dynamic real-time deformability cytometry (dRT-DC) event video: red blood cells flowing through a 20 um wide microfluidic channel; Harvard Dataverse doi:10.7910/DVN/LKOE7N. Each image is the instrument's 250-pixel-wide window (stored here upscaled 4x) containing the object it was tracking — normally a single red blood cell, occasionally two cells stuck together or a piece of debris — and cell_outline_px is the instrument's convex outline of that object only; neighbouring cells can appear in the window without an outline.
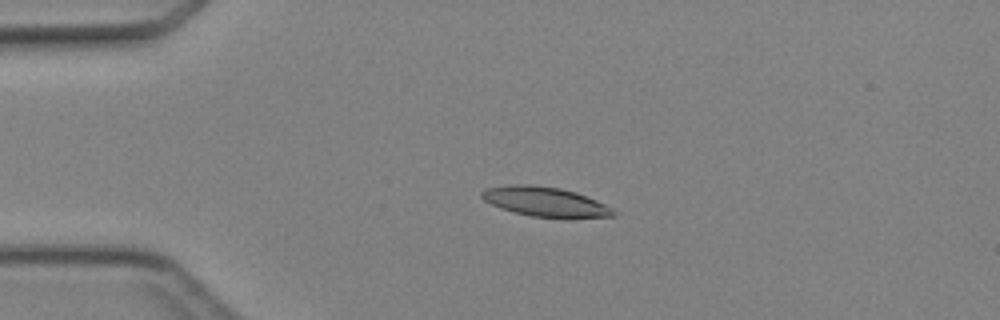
{"species": "Egyptian fruit bat (a non-hibernating species)", "species_latin": "Rousettus aegyptiacus", "temperature_condition": "cold", "stored_images_in_passage": 36, "camera_frame_rate_fps": 3000, "um_per_image_px": 0.085, "animal": {"sex": "female"}, "frame": {"image": 1, "passage_image": 1, "time_ms": 0.0, "image_size_px": [1000, 320], "cell_outline_px": [[616, 216], [532, 216], [500, 208], [484, 200], [480, 196], [480, 192], [484, 188], [508, 184], [532, 184], [560, 188], [576, 192], [596, 200], [612, 208], [616, 212]], "centroid_in_image_um": [46.25, 17.1], "position_along_channel_um": 38.7, "area_um2": 22.2}}
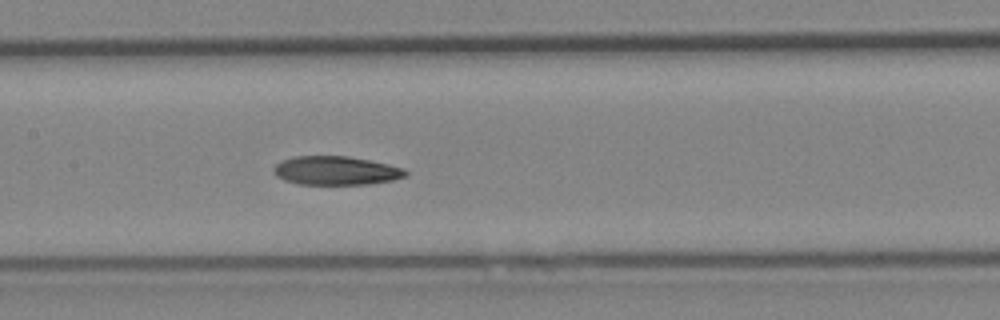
{"frame": {"image": 2, "passage_image": 13, "time_ms": 4.0, "image_size_px": [1000, 320], "cell_outline_px": [[408, 176], [392, 180], [368, 184], [296, 184], [284, 180], [276, 176], [272, 172], [272, 168], [276, 164], [284, 160], [296, 156], [348, 156], [388, 164], [404, 168], [408, 172]], "centroid_in_image_um": [28.55, 14.5], "position_along_channel_um": 178.9, "area_um2": 22.14}}
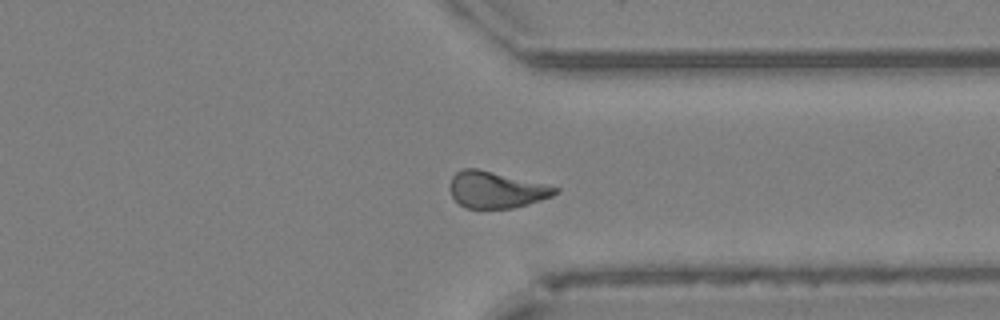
{"frame": {"image": 3, "passage_image": 26, "time_ms": 8.333, "image_size_px": [1000, 320], "cell_outline_px": [[560, 188], [552, 196], [528, 204], [512, 208], [464, 208], [452, 196], [448, 188], [452, 176], [456, 172], [464, 168], [476, 168], [544, 184]], "centroid_in_image_um": [42.12, 16.13], "position_along_channel_um": 369.3, "area_um2": 22.14}}